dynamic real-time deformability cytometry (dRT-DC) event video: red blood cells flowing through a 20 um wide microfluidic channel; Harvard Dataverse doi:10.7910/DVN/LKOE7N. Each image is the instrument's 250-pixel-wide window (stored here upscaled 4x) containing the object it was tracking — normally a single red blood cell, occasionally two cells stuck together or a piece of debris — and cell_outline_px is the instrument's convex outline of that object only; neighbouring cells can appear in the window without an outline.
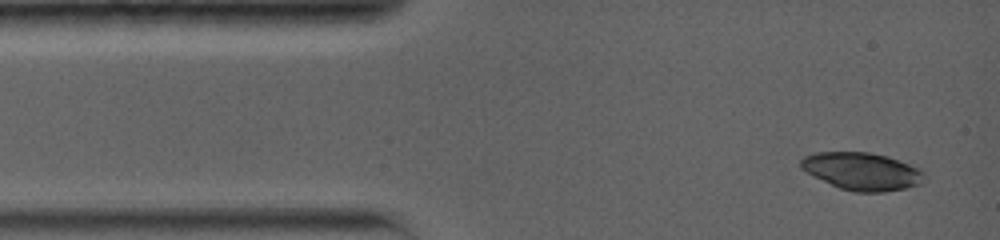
{"species": "common noctule bat (a hibernating species)", "species_latin": "Nyctalus noctula", "temperature_condition": "warm", "stored_images_in_passage": 7, "camera_frame_rate_fps": 5000, "um_per_image_px": 0.085, "animal": {"sex": "female", "body_mass_g": 19.0, "forearm_length_mm": 56.7}, "frame": {"image": 1, "passage_image": 1, "time_ms": 0.0, "image_size_px": [1000, 240], "cell_outline_px": [[924, 184], [884, 192], [856, 192], [840, 188], [800, 168], [800, 160], [804, 156], [816, 152], [868, 152], [888, 156], [920, 168], [924, 172]], "centroid_in_image_um": [73.32, 14.55], "position_along_channel_um": 11.7, "area_um2": 26.93}}